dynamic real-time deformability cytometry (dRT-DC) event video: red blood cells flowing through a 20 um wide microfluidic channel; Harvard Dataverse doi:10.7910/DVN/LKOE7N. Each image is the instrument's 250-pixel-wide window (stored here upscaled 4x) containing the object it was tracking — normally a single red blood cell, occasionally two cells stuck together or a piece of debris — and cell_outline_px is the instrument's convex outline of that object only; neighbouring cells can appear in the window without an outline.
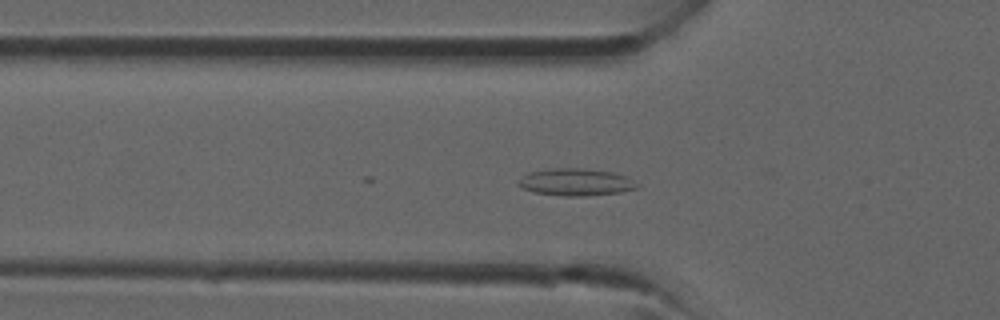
{"species": "common noctule bat (a hibernating species)", "species_latin": "Nyctalus noctula", "temperature_condition": "room temperature", "stored_images_in_passage": 14, "camera_frame_rate_fps": 3000, "um_per_image_px": 0.085, "animal": {"sex": "male", "forearm_length_mm": 52.5}, "frame": {"image": 1, "passage_image": 8, "time_ms": 2.333, "image_size_px": [1000, 320], "cell_outline_px": [[636, 188], [620, 192], [584, 196], [564, 196], [532, 192], [516, 184], [524, 176], [532, 172], [556, 168], [580, 168], [612, 172], [624, 176], [632, 180], [636, 184]], "centroid_in_image_um": [48.92, 15.49], "position_along_channel_um": 76.9, "area_um2": 18.32}}
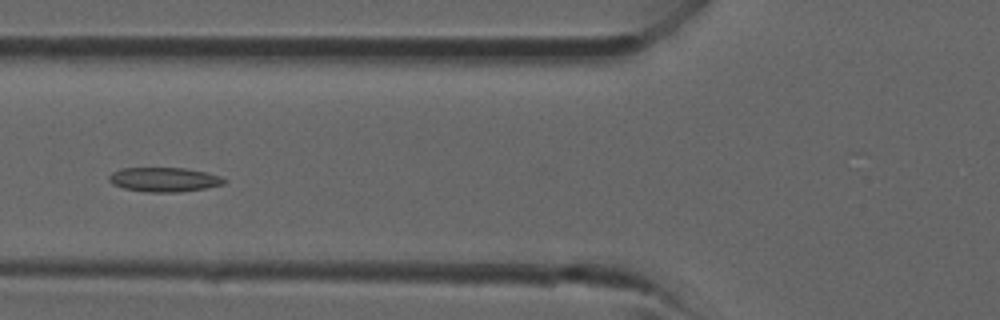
{"frame": {"image": 2, "passage_image": 10, "time_ms": 3.0, "image_size_px": [1000, 320], "cell_outline_px": [[228, 180], [224, 184], [204, 188], [180, 192], [148, 192], [124, 188], [112, 184], [108, 180], [108, 176], [112, 172], [120, 168], [184, 168], [204, 172], [220, 176]], "centroid_in_image_um": [13.93, 15.26], "position_along_channel_um": 111.9, "area_um2": 16.3}}